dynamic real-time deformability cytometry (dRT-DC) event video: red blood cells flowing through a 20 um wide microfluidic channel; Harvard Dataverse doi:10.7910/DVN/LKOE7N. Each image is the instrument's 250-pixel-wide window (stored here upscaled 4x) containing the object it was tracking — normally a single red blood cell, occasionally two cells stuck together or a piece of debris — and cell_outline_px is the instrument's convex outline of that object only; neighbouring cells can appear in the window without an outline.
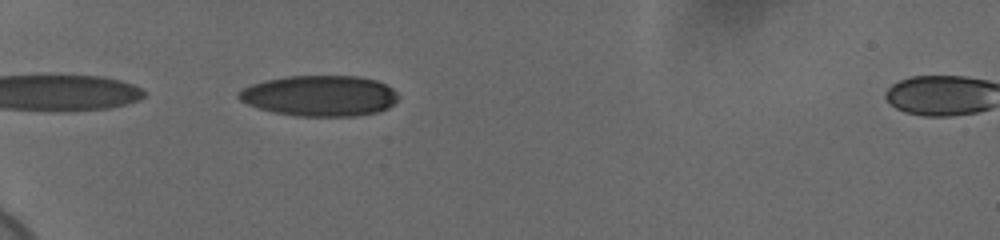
{"species": "human", "species_latin": "Homo sapiens", "temperature_condition": "cold", "stored_images_in_passage": 37, "camera_frame_rate_fps": 3000, "um_per_image_px": 0.085, "donor": {"sex": "female"}, "frame": {"image": 1, "passage_image": 2, "time_ms": 0.333, "image_size_px": [1000, 240], "cell_outline_px": [[400, 96], [388, 108], [380, 112], [356, 116], [296, 116], [272, 112], [248, 104], [240, 100], [236, 96], [236, 92], [252, 84], [264, 80], [288, 76], [360, 76], [376, 80], [392, 88]], "centroid_in_image_um": [27.18, 8.14], "position_along_channel_um": 57.8, "area_um2": 38.09}}
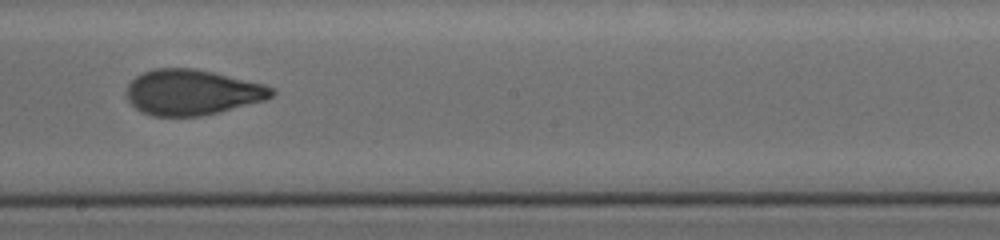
{"frame": {"image": 2, "passage_image": 18, "time_ms": 5.667, "image_size_px": [1000, 240], "cell_outline_px": [[276, 92], [272, 96], [264, 100], [220, 112], [200, 116], [152, 116], [136, 108], [128, 100], [124, 92], [128, 84], [136, 76], [144, 72], [156, 68], [196, 68], [264, 84], [272, 88]], "centroid_in_image_um": [16.31, 7.84], "position_along_channel_um": 231.9, "area_um2": 38.44}}
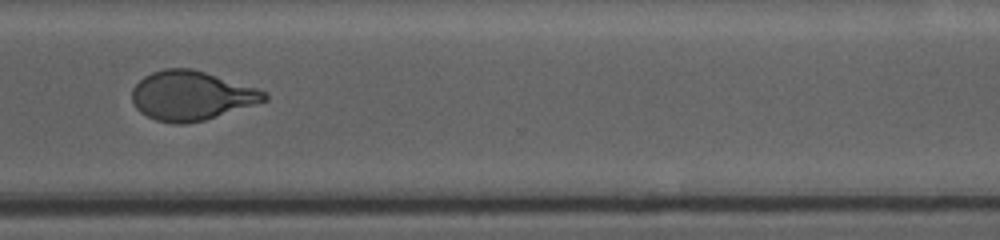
{"frame": {"image": 3, "passage_image": 28, "time_ms": 9.0, "image_size_px": [1000, 240], "cell_outline_px": [[268, 100], [204, 120], [184, 124], [172, 124], [156, 120], [140, 112], [136, 108], [132, 100], [132, 88], [144, 76], [152, 72], [164, 68], [192, 68], [256, 88], [268, 92]], "centroid_in_image_um": [16.24, 8.13], "position_along_channel_um": 354.4, "area_um2": 37.86}, "authors_computed_cell_mechanics": {"area_um2": 38.437, "velocity_mm_per_s": 3.6859, "shape_relaxation_time_tau1_ms": 4.632, "shape_relaxation_time_tau2_ms": 1.0548, "deformation_change_tau1": 0.1667, "deformation_change_tau2": 0.0638}}